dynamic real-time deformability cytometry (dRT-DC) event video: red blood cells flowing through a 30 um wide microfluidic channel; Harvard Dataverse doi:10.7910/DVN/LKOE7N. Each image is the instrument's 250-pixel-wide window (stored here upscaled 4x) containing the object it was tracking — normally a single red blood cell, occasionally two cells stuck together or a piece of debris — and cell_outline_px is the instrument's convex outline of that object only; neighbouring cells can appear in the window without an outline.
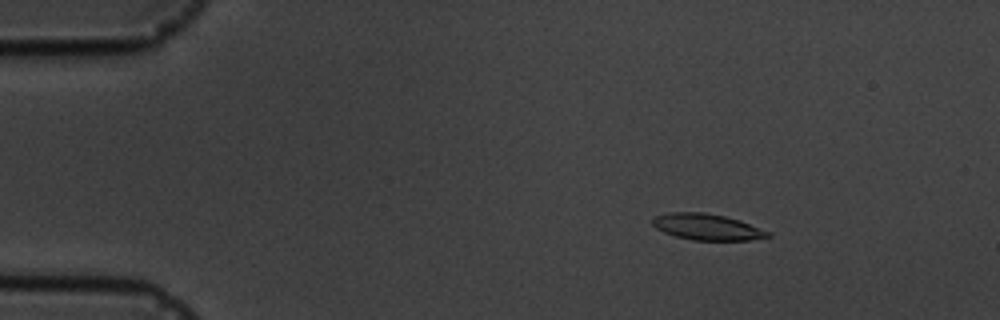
{"species": "common noctule bat (a hibernating species)", "species_latin": "Nyctalus noctula", "temperature_condition": "cold", "stored_images_in_passage": 4, "camera_frame_rate_fps": 3000, "um_per_image_px": 0.085, "animal": {"sex": "male", "body_mass_g": 19.5, "forearm_length_mm": 54.6}, "frame": {"image": 1, "passage_image": 1, "time_ms": 0.0, "image_size_px": [1000, 320], "cell_outline_px": [[772, 236], [752, 240], [692, 240], [676, 236], [664, 232], [656, 228], [652, 224], [652, 216], [668, 212], [704, 212], [724, 216], [740, 220], [772, 232]], "centroid_in_image_um": [60.11, 19.28], "position_along_channel_um": 24.9, "area_um2": 17.8}}
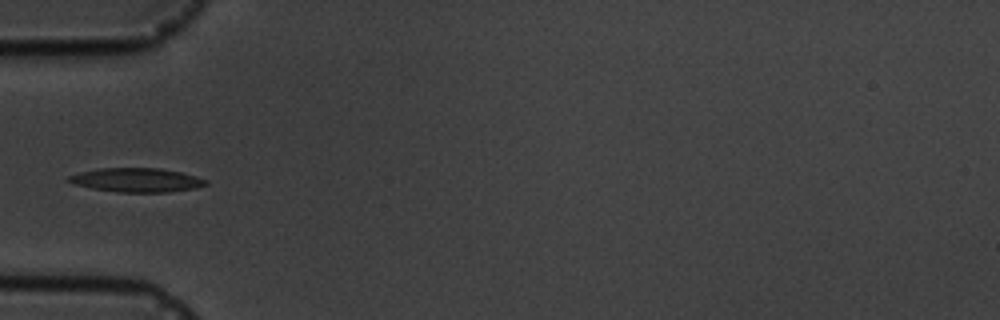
{"frame": {"image": 2, "passage_image": 4, "time_ms": 3.333, "image_size_px": [1000, 320], "cell_outline_px": [[208, 184], [196, 188], [168, 192], [116, 192], [92, 188], [76, 184], [64, 180], [68, 176], [80, 172], [100, 168], [160, 168], [180, 172], [196, 176], [208, 180]], "centroid_in_image_um": [11.62, 15.3], "position_along_channel_um": 73.4, "area_um2": 19.19}}